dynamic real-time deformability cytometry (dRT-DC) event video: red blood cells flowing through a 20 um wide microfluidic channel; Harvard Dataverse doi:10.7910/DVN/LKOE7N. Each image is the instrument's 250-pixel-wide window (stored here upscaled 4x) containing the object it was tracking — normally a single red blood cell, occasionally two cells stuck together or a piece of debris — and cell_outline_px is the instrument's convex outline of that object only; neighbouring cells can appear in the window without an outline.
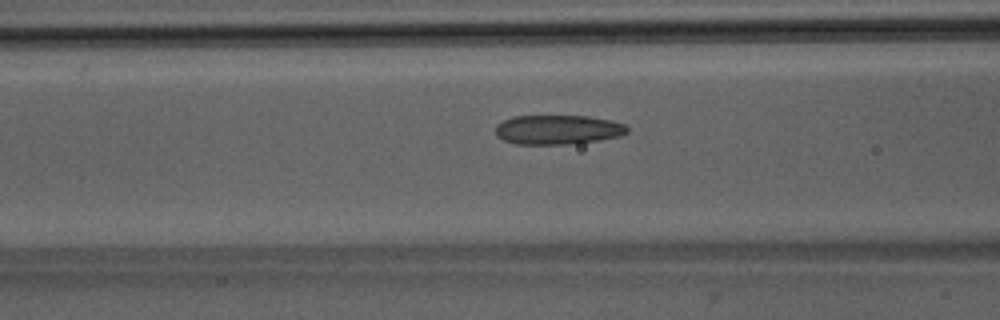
{"species": "Egyptian fruit bat (a non-hibernating species)", "species_latin": "Rousettus aegyptiacus", "temperature_condition": "room temperature", "stored_images_in_passage": 38, "camera_frame_rate_fps": 3000, "um_per_image_px": 0.085, "animal": {"sex": "male"}, "frame": {"image": 1, "passage_image": 17, "time_ms": 5.333, "image_size_px": [1000, 320], "cell_outline_px": [[628, 132], [620, 136], [600, 140], [576, 144], [516, 144], [504, 140], [496, 136], [496, 124], [512, 116], [588, 116], [612, 120], [624, 124], [628, 128]], "centroid_in_image_um": [47.42, 11.02], "position_along_channel_um": 119.2, "area_um2": 22.77}}